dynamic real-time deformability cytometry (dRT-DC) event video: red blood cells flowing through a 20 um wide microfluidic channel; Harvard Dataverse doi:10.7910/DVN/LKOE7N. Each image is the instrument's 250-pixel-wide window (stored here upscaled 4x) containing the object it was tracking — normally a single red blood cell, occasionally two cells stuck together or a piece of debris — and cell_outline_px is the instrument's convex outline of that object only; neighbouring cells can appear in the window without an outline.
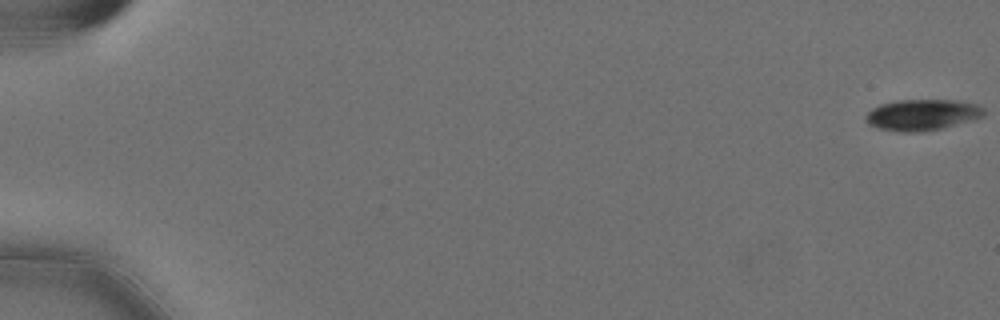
{"species": "Egyptian fruit bat (a non-hibernating species)", "species_latin": "Rousettus aegyptiacus", "temperature_condition": "cold", "stored_images_in_passage": 20, "camera_frame_rate_fps": 3000, "um_per_image_px": 0.085, "animal": {"sex": "female"}, "frame": {"image": 1, "passage_image": 1, "time_ms": 0.0, "image_size_px": [1000, 320], "cell_outline_px": [[984, 116], [940, 128], [916, 132], [904, 132], [880, 128], [868, 124], [864, 120], [864, 116], [872, 108], [880, 104], [896, 100], [960, 100], [980, 104], [984, 108]], "centroid_in_image_um": [78.38, 9.73], "position_along_channel_um": 6.6, "area_um2": 21.33}}
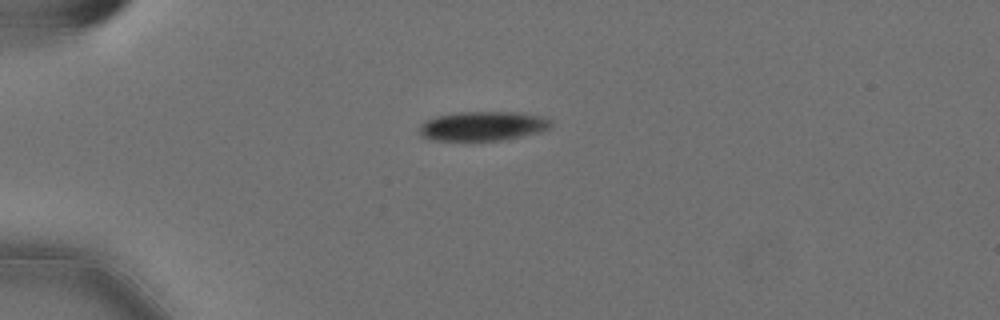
{"frame": {"image": 2, "passage_image": 16, "time_ms": 5.0, "image_size_px": [1000, 320], "cell_outline_px": [[552, 128], [540, 132], [504, 140], [428, 140], [420, 136], [420, 124], [436, 116], [460, 112], [512, 112], [548, 116], [552, 120]], "centroid_in_image_um": [41.1, 10.71], "position_along_channel_um": 43.9, "area_um2": 22.72}}